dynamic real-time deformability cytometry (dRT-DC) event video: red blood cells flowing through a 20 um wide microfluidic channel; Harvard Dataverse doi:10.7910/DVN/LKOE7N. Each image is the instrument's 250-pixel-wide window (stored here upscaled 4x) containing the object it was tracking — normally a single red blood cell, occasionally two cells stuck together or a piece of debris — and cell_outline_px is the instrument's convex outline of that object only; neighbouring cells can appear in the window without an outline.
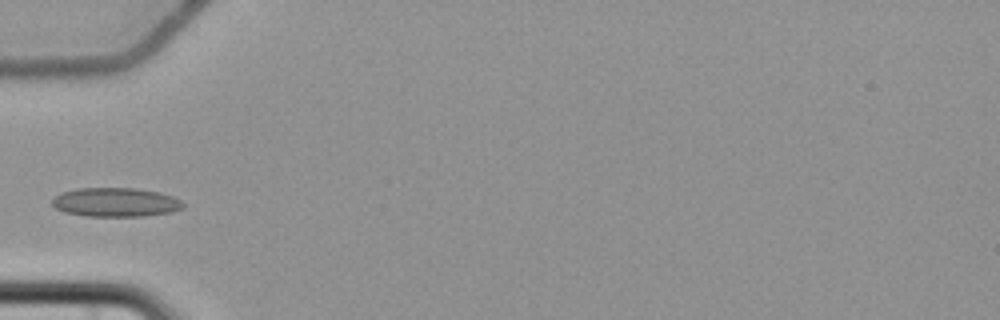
{"species": "common noctule bat (a hibernating species)", "species_latin": "Nyctalus noctula", "temperature_condition": "cold", "stored_images_in_passage": 4, "camera_frame_rate_fps": 3000, "um_per_image_px": 0.085, "animal": {"sex": "female", "body_mass_g": 22.7, "forearm_length_mm": 54.2}, "frame": {"image": 1, "passage_image": 4, "time_ms": 4.333, "image_size_px": [1000, 320], "cell_outline_px": [[184, 208], [172, 212], [144, 216], [84, 216], [64, 212], [56, 208], [52, 204], [52, 200], [56, 196], [64, 192], [76, 188], [136, 188], [160, 192], [172, 196], [180, 200], [184, 204]], "centroid_in_image_um": [9.85, 17.19], "position_along_channel_um": 75.1, "area_um2": 22.2}}